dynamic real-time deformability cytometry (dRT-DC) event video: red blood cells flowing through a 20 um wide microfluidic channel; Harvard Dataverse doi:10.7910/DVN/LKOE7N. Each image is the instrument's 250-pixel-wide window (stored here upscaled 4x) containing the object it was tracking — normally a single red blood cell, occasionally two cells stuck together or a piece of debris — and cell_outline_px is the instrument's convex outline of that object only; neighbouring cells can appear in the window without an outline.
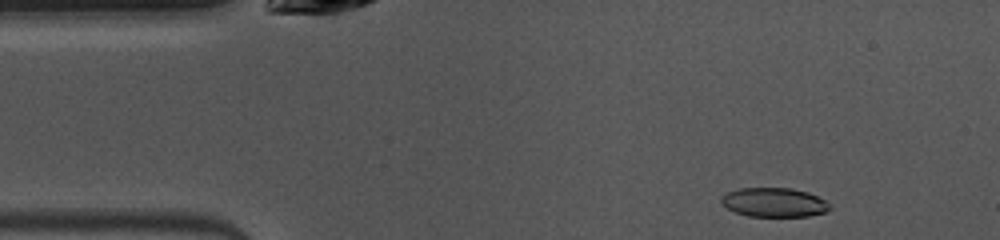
{"species": "common noctule bat (a hibernating species)", "species_latin": "Nyctalus noctula", "temperature_condition": "warm", "stored_images_in_passage": 10, "camera_frame_rate_fps": 3000, "um_per_image_px": 0.085, "animal": {"sex": "female", "body_mass_g": 10.0, "forearm_length_mm": 53.1}, "frame": {"image": 1, "passage_image": 2, "time_ms": 0.333, "image_size_px": [1000, 240], "cell_outline_px": [[832, 208], [828, 212], [808, 216], [748, 216], [736, 212], [728, 208], [720, 200], [720, 196], [728, 192], [740, 188], [792, 188], [808, 192], [824, 200]], "centroid_in_image_um": [65.81, 17.2], "position_along_channel_um": 19.2, "area_um2": 18.38}}
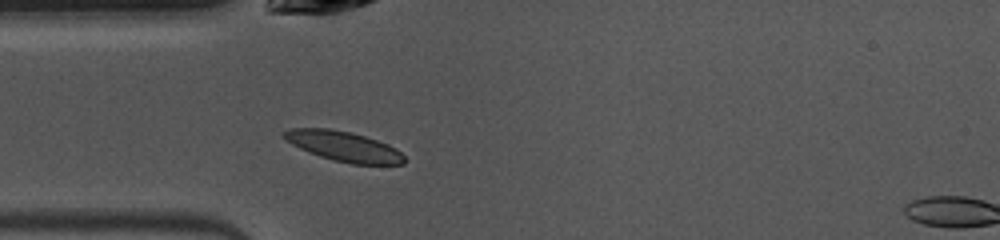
{"frame": {"image": 2, "passage_image": 9, "time_ms": 2.667, "image_size_px": [1000, 240], "cell_outline_px": [[404, 164], [352, 164], [320, 156], [308, 152], [284, 140], [280, 136], [284, 132], [292, 128], [328, 128], [352, 132], [388, 144], [396, 148], [404, 156]], "centroid_in_image_um": [29.19, 12.43], "position_along_channel_um": 55.8, "area_um2": 20.92}}